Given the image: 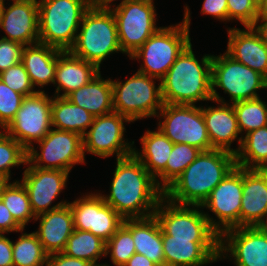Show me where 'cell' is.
<instances>
[{
	"mask_svg": "<svg viewBox=\"0 0 267 266\" xmlns=\"http://www.w3.org/2000/svg\"><path fill=\"white\" fill-rule=\"evenodd\" d=\"M109 194L100 193L123 219L146 218L154 215L164 192L155 178L132 154L116 159Z\"/></svg>",
	"mask_w": 267,
	"mask_h": 266,
	"instance_id": "obj_1",
	"label": "cell"
},
{
	"mask_svg": "<svg viewBox=\"0 0 267 266\" xmlns=\"http://www.w3.org/2000/svg\"><path fill=\"white\" fill-rule=\"evenodd\" d=\"M235 166V154L231 152L220 149L201 151L164 191V197L180 205L201 206Z\"/></svg>",
	"mask_w": 267,
	"mask_h": 266,
	"instance_id": "obj_2",
	"label": "cell"
},
{
	"mask_svg": "<svg viewBox=\"0 0 267 266\" xmlns=\"http://www.w3.org/2000/svg\"><path fill=\"white\" fill-rule=\"evenodd\" d=\"M212 57L211 54H204L198 60L190 43L160 80L163 102L195 105L200 101H213Z\"/></svg>",
	"mask_w": 267,
	"mask_h": 266,
	"instance_id": "obj_3",
	"label": "cell"
},
{
	"mask_svg": "<svg viewBox=\"0 0 267 266\" xmlns=\"http://www.w3.org/2000/svg\"><path fill=\"white\" fill-rule=\"evenodd\" d=\"M189 6H184L182 22L160 27L129 59L143 61L138 72L161 80L181 52L191 43Z\"/></svg>",
	"mask_w": 267,
	"mask_h": 266,
	"instance_id": "obj_4",
	"label": "cell"
},
{
	"mask_svg": "<svg viewBox=\"0 0 267 266\" xmlns=\"http://www.w3.org/2000/svg\"><path fill=\"white\" fill-rule=\"evenodd\" d=\"M89 8V0H38L39 42L69 51Z\"/></svg>",
	"mask_w": 267,
	"mask_h": 266,
	"instance_id": "obj_5",
	"label": "cell"
},
{
	"mask_svg": "<svg viewBox=\"0 0 267 266\" xmlns=\"http://www.w3.org/2000/svg\"><path fill=\"white\" fill-rule=\"evenodd\" d=\"M69 51L99 69L111 54L122 53L113 12L90 7L82 18L76 41Z\"/></svg>",
	"mask_w": 267,
	"mask_h": 266,
	"instance_id": "obj_6",
	"label": "cell"
},
{
	"mask_svg": "<svg viewBox=\"0 0 267 266\" xmlns=\"http://www.w3.org/2000/svg\"><path fill=\"white\" fill-rule=\"evenodd\" d=\"M115 80L111 79L114 112L127 117L132 123L157 117L164 105L161 82L156 86L159 79L137 71L124 82Z\"/></svg>",
	"mask_w": 267,
	"mask_h": 266,
	"instance_id": "obj_7",
	"label": "cell"
},
{
	"mask_svg": "<svg viewBox=\"0 0 267 266\" xmlns=\"http://www.w3.org/2000/svg\"><path fill=\"white\" fill-rule=\"evenodd\" d=\"M211 82L213 101L225 104L258 98L260 96L257 91L267 89L263 75L234 60L226 52L218 56L213 54ZM217 88L228 94L230 100L221 97Z\"/></svg>",
	"mask_w": 267,
	"mask_h": 266,
	"instance_id": "obj_8",
	"label": "cell"
},
{
	"mask_svg": "<svg viewBox=\"0 0 267 266\" xmlns=\"http://www.w3.org/2000/svg\"><path fill=\"white\" fill-rule=\"evenodd\" d=\"M158 128L173 144L185 143L211 150L201 105L165 104L157 114Z\"/></svg>",
	"mask_w": 267,
	"mask_h": 266,
	"instance_id": "obj_9",
	"label": "cell"
},
{
	"mask_svg": "<svg viewBox=\"0 0 267 266\" xmlns=\"http://www.w3.org/2000/svg\"><path fill=\"white\" fill-rule=\"evenodd\" d=\"M27 151V161L36 168L71 172L74 165L85 164L83 136L52 128ZM39 150H36L38 149Z\"/></svg>",
	"mask_w": 267,
	"mask_h": 266,
	"instance_id": "obj_10",
	"label": "cell"
},
{
	"mask_svg": "<svg viewBox=\"0 0 267 266\" xmlns=\"http://www.w3.org/2000/svg\"><path fill=\"white\" fill-rule=\"evenodd\" d=\"M117 25L119 45L122 54L128 58L159 28L154 2L147 0H126L111 10Z\"/></svg>",
	"mask_w": 267,
	"mask_h": 266,
	"instance_id": "obj_11",
	"label": "cell"
},
{
	"mask_svg": "<svg viewBox=\"0 0 267 266\" xmlns=\"http://www.w3.org/2000/svg\"><path fill=\"white\" fill-rule=\"evenodd\" d=\"M51 105L52 97L45 91L25 96L20 109L3 131L28 151L52 129Z\"/></svg>",
	"mask_w": 267,
	"mask_h": 266,
	"instance_id": "obj_12",
	"label": "cell"
},
{
	"mask_svg": "<svg viewBox=\"0 0 267 266\" xmlns=\"http://www.w3.org/2000/svg\"><path fill=\"white\" fill-rule=\"evenodd\" d=\"M243 197V168L235 166L226 177L210 192L200 206L212 212L204 215L210 226L221 235L224 231L240 227V209Z\"/></svg>",
	"mask_w": 267,
	"mask_h": 266,
	"instance_id": "obj_13",
	"label": "cell"
},
{
	"mask_svg": "<svg viewBox=\"0 0 267 266\" xmlns=\"http://www.w3.org/2000/svg\"><path fill=\"white\" fill-rule=\"evenodd\" d=\"M154 215L161 229L173 239H220L198 205L176 204L163 196Z\"/></svg>",
	"mask_w": 267,
	"mask_h": 266,
	"instance_id": "obj_14",
	"label": "cell"
},
{
	"mask_svg": "<svg viewBox=\"0 0 267 266\" xmlns=\"http://www.w3.org/2000/svg\"><path fill=\"white\" fill-rule=\"evenodd\" d=\"M125 123L130 124L131 121L116 112L95 117L83 136L84 156L89 153L99 158H109L116 154V159H120L132 155L135 141L128 142L124 138Z\"/></svg>",
	"mask_w": 267,
	"mask_h": 266,
	"instance_id": "obj_15",
	"label": "cell"
},
{
	"mask_svg": "<svg viewBox=\"0 0 267 266\" xmlns=\"http://www.w3.org/2000/svg\"><path fill=\"white\" fill-rule=\"evenodd\" d=\"M222 259H232L235 266H267V232L261 226L224 231L219 243Z\"/></svg>",
	"mask_w": 267,
	"mask_h": 266,
	"instance_id": "obj_16",
	"label": "cell"
},
{
	"mask_svg": "<svg viewBox=\"0 0 267 266\" xmlns=\"http://www.w3.org/2000/svg\"><path fill=\"white\" fill-rule=\"evenodd\" d=\"M73 213L74 229L92 232L107 242L124 219L102 198L99 191L88 192L68 203Z\"/></svg>",
	"mask_w": 267,
	"mask_h": 266,
	"instance_id": "obj_17",
	"label": "cell"
},
{
	"mask_svg": "<svg viewBox=\"0 0 267 266\" xmlns=\"http://www.w3.org/2000/svg\"><path fill=\"white\" fill-rule=\"evenodd\" d=\"M28 166L21 178L22 184L27 189L32 211L35 216L60 208L69 202L61 200L55 205L52 203L66 188L70 172L55 169H41L33 167L28 161ZM52 205V206H51Z\"/></svg>",
	"mask_w": 267,
	"mask_h": 266,
	"instance_id": "obj_18",
	"label": "cell"
},
{
	"mask_svg": "<svg viewBox=\"0 0 267 266\" xmlns=\"http://www.w3.org/2000/svg\"><path fill=\"white\" fill-rule=\"evenodd\" d=\"M164 266H206L219 261L220 239H173L162 230Z\"/></svg>",
	"mask_w": 267,
	"mask_h": 266,
	"instance_id": "obj_19",
	"label": "cell"
},
{
	"mask_svg": "<svg viewBox=\"0 0 267 266\" xmlns=\"http://www.w3.org/2000/svg\"><path fill=\"white\" fill-rule=\"evenodd\" d=\"M8 7L1 2L0 30L2 38L23 44L32 45L39 42L38 1L10 3Z\"/></svg>",
	"mask_w": 267,
	"mask_h": 266,
	"instance_id": "obj_20",
	"label": "cell"
},
{
	"mask_svg": "<svg viewBox=\"0 0 267 266\" xmlns=\"http://www.w3.org/2000/svg\"><path fill=\"white\" fill-rule=\"evenodd\" d=\"M212 102L217 103L218 106H201L208 137L211 142V150L220 149L236 154L240 149L243 137L238 127L233 105ZM234 141H237L238 144L235 149L231 148V144Z\"/></svg>",
	"mask_w": 267,
	"mask_h": 266,
	"instance_id": "obj_21",
	"label": "cell"
},
{
	"mask_svg": "<svg viewBox=\"0 0 267 266\" xmlns=\"http://www.w3.org/2000/svg\"><path fill=\"white\" fill-rule=\"evenodd\" d=\"M267 218V170L243 168L240 227L261 226Z\"/></svg>",
	"mask_w": 267,
	"mask_h": 266,
	"instance_id": "obj_22",
	"label": "cell"
},
{
	"mask_svg": "<svg viewBox=\"0 0 267 266\" xmlns=\"http://www.w3.org/2000/svg\"><path fill=\"white\" fill-rule=\"evenodd\" d=\"M226 53L267 78V45L252 27L227 28Z\"/></svg>",
	"mask_w": 267,
	"mask_h": 266,
	"instance_id": "obj_23",
	"label": "cell"
},
{
	"mask_svg": "<svg viewBox=\"0 0 267 266\" xmlns=\"http://www.w3.org/2000/svg\"><path fill=\"white\" fill-rule=\"evenodd\" d=\"M39 220L38 230L33 231L42 244L44 251L50 255L62 252L68 238L74 231L73 213L70 205L50 210L36 216Z\"/></svg>",
	"mask_w": 267,
	"mask_h": 266,
	"instance_id": "obj_24",
	"label": "cell"
},
{
	"mask_svg": "<svg viewBox=\"0 0 267 266\" xmlns=\"http://www.w3.org/2000/svg\"><path fill=\"white\" fill-rule=\"evenodd\" d=\"M100 73L96 65L74 56L70 51H62L57 57L54 96L66 97L91 82Z\"/></svg>",
	"mask_w": 267,
	"mask_h": 266,
	"instance_id": "obj_25",
	"label": "cell"
},
{
	"mask_svg": "<svg viewBox=\"0 0 267 266\" xmlns=\"http://www.w3.org/2000/svg\"><path fill=\"white\" fill-rule=\"evenodd\" d=\"M123 225L132 234L136 253L146 256L157 266H164L162 229L155 215L124 219Z\"/></svg>",
	"mask_w": 267,
	"mask_h": 266,
	"instance_id": "obj_26",
	"label": "cell"
},
{
	"mask_svg": "<svg viewBox=\"0 0 267 266\" xmlns=\"http://www.w3.org/2000/svg\"><path fill=\"white\" fill-rule=\"evenodd\" d=\"M62 51L43 43H35L24 47L21 63L25 67L28 76L34 86L43 88L53 84L57 57Z\"/></svg>",
	"mask_w": 267,
	"mask_h": 266,
	"instance_id": "obj_27",
	"label": "cell"
},
{
	"mask_svg": "<svg viewBox=\"0 0 267 266\" xmlns=\"http://www.w3.org/2000/svg\"><path fill=\"white\" fill-rule=\"evenodd\" d=\"M66 98L95 117L114 112L111 78L105 79L101 73L88 84L69 93Z\"/></svg>",
	"mask_w": 267,
	"mask_h": 266,
	"instance_id": "obj_28",
	"label": "cell"
},
{
	"mask_svg": "<svg viewBox=\"0 0 267 266\" xmlns=\"http://www.w3.org/2000/svg\"><path fill=\"white\" fill-rule=\"evenodd\" d=\"M156 130L147 129L144 132L140 138L141 151L136 149V146L133 149V155L154 178L166 168L167 160L174 145L158 127Z\"/></svg>",
	"mask_w": 267,
	"mask_h": 266,
	"instance_id": "obj_29",
	"label": "cell"
},
{
	"mask_svg": "<svg viewBox=\"0 0 267 266\" xmlns=\"http://www.w3.org/2000/svg\"><path fill=\"white\" fill-rule=\"evenodd\" d=\"M51 118L52 128L84 136L95 116L66 97L52 95Z\"/></svg>",
	"mask_w": 267,
	"mask_h": 266,
	"instance_id": "obj_30",
	"label": "cell"
},
{
	"mask_svg": "<svg viewBox=\"0 0 267 266\" xmlns=\"http://www.w3.org/2000/svg\"><path fill=\"white\" fill-rule=\"evenodd\" d=\"M235 158L238 167L267 170V126L245 134Z\"/></svg>",
	"mask_w": 267,
	"mask_h": 266,
	"instance_id": "obj_31",
	"label": "cell"
},
{
	"mask_svg": "<svg viewBox=\"0 0 267 266\" xmlns=\"http://www.w3.org/2000/svg\"><path fill=\"white\" fill-rule=\"evenodd\" d=\"M105 249L106 242L92 232L74 229L62 253L69 257L89 261L94 265H100L98 260L100 257H106Z\"/></svg>",
	"mask_w": 267,
	"mask_h": 266,
	"instance_id": "obj_32",
	"label": "cell"
},
{
	"mask_svg": "<svg viewBox=\"0 0 267 266\" xmlns=\"http://www.w3.org/2000/svg\"><path fill=\"white\" fill-rule=\"evenodd\" d=\"M200 152V149L192 145L174 144L166 168L155 178L158 187L164 192L196 159Z\"/></svg>",
	"mask_w": 267,
	"mask_h": 266,
	"instance_id": "obj_33",
	"label": "cell"
},
{
	"mask_svg": "<svg viewBox=\"0 0 267 266\" xmlns=\"http://www.w3.org/2000/svg\"><path fill=\"white\" fill-rule=\"evenodd\" d=\"M1 200L9 209L14 220L24 229L30 220H35L27 189L20 180L9 181L3 191Z\"/></svg>",
	"mask_w": 267,
	"mask_h": 266,
	"instance_id": "obj_34",
	"label": "cell"
},
{
	"mask_svg": "<svg viewBox=\"0 0 267 266\" xmlns=\"http://www.w3.org/2000/svg\"><path fill=\"white\" fill-rule=\"evenodd\" d=\"M20 231L18 240L12 241L14 266H44L47 264L48 254L34 232Z\"/></svg>",
	"mask_w": 267,
	"mask_h": 266,
	"instance_id": "obj_35",
	"label": "cell"
},
{
	"mask_svg": "<svg viewBox=\"0 0 267 266\" xmlns=\"http://www.w3.org/2000/svg\"><path fill=\"white\" fill-rule=\"evenodd\" d=\"M232 105L242 137L250 131L267 126V103L262 98L239 101Z\"/></svg>",
	"mask_w": 267,
	"mask_h": 266,
	"instance_id": "obj_36",
	"label": "cell"
},
{
	"mask_svg": "<svg viewBox=\"0 0 267 266\" xmlns=\"http://www.w3.org/2000/svg\"><path fill=\"white\" fill-rule=\"evenodd\" d=\"M27 150L14 138L0 130V177L11 180V168L26 165Z\"/></svg>",
	"mask_w": 267,
	"mask_h": 266,
	"instance_id": "obj_37",
	"label": "cell"
},
{
	"mask_svg": "<svg viewBox=\"0 0 267 266\" xmlns=\"http://www.w3.org/2000/svg\"><path fill=\"white\" fill-rule=\"evenodd\" d=\"M136 253L131 232L122 224L114 235L106 242L105 254L115 266H124Z\"/></svg>",
	"mask_w": 267,
	"mask_h": 266,
	"instance_id": "obj_38",
	"label": "cell"
},
{
	"mask_svg": "<svg viewBox=\"0 0 267 266\" xmlns=\"http://www.w3.org/2000/svg\"><path fill=\"white\" fill-rule=\"evenodd\" d=\"M0 79L12 90L24 96H30L43 89H35L21 62L0 73Z\"/></svg>",
	"mask_w": 267,
	"mask_h": 266,
	"instance_id": "obj_39",
	"label": "cell"
},
{
	"mask_svg": "<svg viewBox=\"0 0 267 266\" xmlns=\"http://www.w3.org/2000/svg\"><path fill=\"white\" fill-rule=\"evenodd\" d=\"M24 97L0 79V130L4 129L14 118Z\"/></svg>",
	"mask_w": 267,
	"mask_h": 266,
	"instance_id": "obj_40",
	"label": "cell"
},
{
	"mask_svg": "<svg viewBox=\"0 0 267 266\" xmlns=\"http://www.w3.org/2000/svg\"><path fill=\"white\" fill-rule=\"evenodd\" d=\"M228 22L237 20L251 27L258 17V0H227Z\"/></svg>",
	"mask_w": 267,
	"mask_h": 266,
	"instance_id": "obj_41",
	"label": "cell"
},
{
	"mask_svg": "<svg viewBox=\"0 0 267 266\" xmlns=\"http://www.w3.org/2000/svg\"><path fill=\"white\" fill-rule=\"evenodd\" d=\"M24 45L0 38V73L21 62Z\"/></svg>",
	"mask_w": 267,
	"mask_h": 266,
	"instance_id": "obj_42",
	"label": "cell"
},
{
	"mask_svg": "<svg viewBox=\"0 0 267 266\" xmlns=\"http://www.w3.org/2000/svg\"><path fill=\"white\" fill-rule=\"evenodd\" d=\"M201 13L221 22H228L227 0H204Z\"/></svg>",
	"mask_w": 267,
	"mask_h": 266,
	"instance_id": "obj_43",
	"label": "cell"
},
{
	"mask_svg": "<svg viewBox=\"0 0 267 266\" xmlns=\"http://www.w3.org/2000/svg\"><path fill=\"white\" fill-rule=\"evenodd\" d=\"M46 266H94L93 263L65 255L62 252L48 255Z\"/></svg>",
	"mask_w": 267,
	"mask_h": 266,
	"instance_id": "obj_44",
	"label": "cell"
},
{
	"mask_svg": "<svg viewBox=\"0 0 267 266\" xmlns=\"http://www.w3.org/2000/svg\"><path fill=\"white\" fill-rule=\"evenodd\" d=\"M23 228L14 220L9 209L0 200V233L20 232Z\"/></svg>",
	"mask_w": 267,
	"mask_h": 266,
	"instance_id": "obj_45",
	"label": "cell"
},
{
	"mask_svg": "<svg viewBox=\"0 0 267 266\" xmlns=\"http://www.w3.org/2000/svg\"><path fill=\"white\" fill-rule=\"evenodd\" d=\"M12 241L0 233V266H14Z\"/></svg>",
	"mask_w": 267,
	"mask_h": 266,
	"instance_id": "obj_46",
	"label": "cell"
},
{
	"mask_svg": "<svg viewBox=\"0 0 267 266\" xmlns=\"http://www.w3.org/2000/svg\"><path fill=\"white\" fill-rule=\"evenodd\" d=\"M251 27L260 36L262 42L267 45V18H256Z\"/></svg>",
	"mask_w": 267,
	"mask_h": 266,
	"instance_id": "obj_47",
	"label": "cell"
},
{
	"mask_svg": "<svg viewBox=\"0 0 267 266\" xmlns=\"http://www.w3.org/2000/svg\"><path fill=\"white\" fill-rule=\"evenodd\" d=\"M124 266H157V265L151 260H149L146 256L139 253H135Z\"/></svg>",
	"mask_w": 267,
	"mask_h": 266,
	"instance_id": "obj_48",
	"label": "cell"
},
{
	"mask_svg": "<svg viewBox=\"0 0 267 266\" xmlns=\"http://www.w3.org/2000/svg\"><path fill=\"white\" fill-rule=\"evenodd\" d=\"M117 0H89V6L94 9L112 10L114 7L124 3L126 0H121L119 4H113ZM113 4V5H112Z\"/></svg>",
	"mask_w": 267,
	"mask_h": 266,
	"instance_id": "obj_49",
	"label": "cell"
},
{
	"mask_svg": "<svg viewBox=\"0 0 267 266\" xmlns=\"http://www.w3.org/2000/svg\"><path fill=\"white\" fill-rule=\"evenodd\" d=\"M257 18H267V0H258Z\"/></svg>",
	"mask_w": 267,
	"mask_h": 266,
	"instance_id": "obj_50",
	"label": "cell"
},
{
	"mask_svg": "<svg viewBox=\"0 0 267 266\" xmlns=\"http://www.w3.org/2000/svg\"><path fill=\"white\" fill-rule=\"evenodd\" d=\"M10 180L5 179V178H1L0 177V200H1V196H2V191L5 187V185L9 182Z\"/></svg>",
	"mask_w": 267,
	"mask_h": 266,
	"instance_id": "obj_51",
	"label": "cell"
},
{
	"mask_svg": "<svg viewBox=\"0 0 267 266\" xmlns=\"http://www.w3.org/2000/svg\"><path fill=\"white\" fill-rule=\"evenodd\" d=\"M0 1L5 2V0H0ZM32 1H38V0H12V2L10 0L11 3H25V2H32Z\"/></svg>",
	"mask_w": 267,
	"mask_h": 266,
	"instance_id": "obj_52",
	"label": "cell"
},
{
	"mask_svg": "<svg viewBox=\"0 0 267 266\" xmlns=\"http://www.w3.org/2000/svg\"><path fill=\"white\" fill-rule=\"evenodd\" d=\"M261 227L267 232V218L265 222L261 225Z\"/></svg>",
	"mask_w": 267,
	"mask_h": 266,
	"instance_id": "obj_53",
	"label": "cell"
},
{
	"mask_svg": "<svg viewBox=\"0 0 267 266\" xmlns=\"http://www.w3.org/2000/svg\"><path fill=\"white\" fill-rule=\"evenodd\" d=\"M94 266H110V264L108 265V263L106 264V263H101L100 265H94Z\"/></svg>",
	"mask_w": 267,
	"mask_h": 266,
	"instance_id": "obj_54",
	"label": "cell"
}]
</instances>
